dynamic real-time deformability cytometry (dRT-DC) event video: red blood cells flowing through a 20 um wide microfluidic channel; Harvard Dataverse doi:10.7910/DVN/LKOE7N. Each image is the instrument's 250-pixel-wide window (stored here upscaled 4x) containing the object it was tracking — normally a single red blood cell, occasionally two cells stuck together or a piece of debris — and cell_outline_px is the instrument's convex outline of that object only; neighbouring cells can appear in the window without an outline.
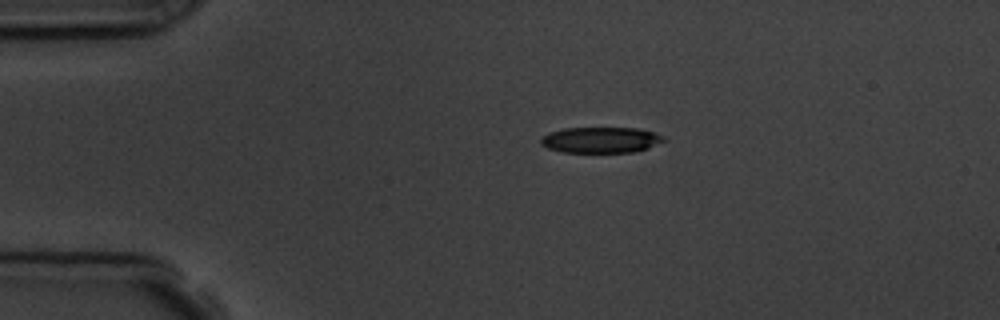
{"species": "common noctule bat (a hibernating species)", "species_latin": "Nyctalus noctula", "temperature_condition": "room temperature", "stored_images_in_passage": 6, "camera_frame_rate_fps": 3000, "um_per_image_px": 0.085, "animal": {"sex": "male", "body_mass_g": 19.5, "forearm_length_mm": 54.6}, "frame": {"image": 1, "passage_image": 3, "time_ms": 2.333, "image_size_px": [1000, 320], "cell_outline_px": [[664, 140], [648, 148], [632, 152], [560, 152], [548, 148], [540, 144], [540, 140], [544, 136], [552, 132], [564, 128], [636, 128], [652, 132], [664, 136]], "centroid_in_image_um": [51.04, 11.9], "position_along_channel_um": 34.0, "area_um2": 18.26}}
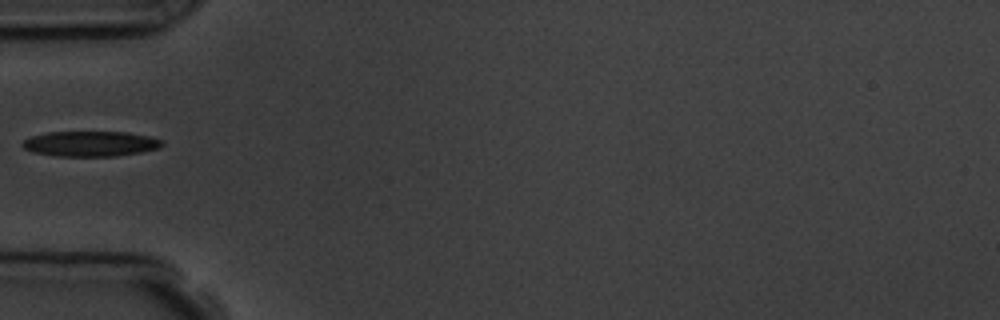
{"frame": {"image": 2, "passage_image": 5, "time_ms": 4.667, "image_size_px": [1000, 320], "cell_outline_px": [[164, 144], [160, 148], [140, 152], [116, 156], [56, 156], [32, 152], [24, 148], [20, 144], [24, 140], [32, 136], [48, 132], [128, 132], [148, 136], [164, 140]], "centroid_in_image_um": [7.7, 12.22], "position_along_channel_um": 77.3, "area_um2": 20.63}}